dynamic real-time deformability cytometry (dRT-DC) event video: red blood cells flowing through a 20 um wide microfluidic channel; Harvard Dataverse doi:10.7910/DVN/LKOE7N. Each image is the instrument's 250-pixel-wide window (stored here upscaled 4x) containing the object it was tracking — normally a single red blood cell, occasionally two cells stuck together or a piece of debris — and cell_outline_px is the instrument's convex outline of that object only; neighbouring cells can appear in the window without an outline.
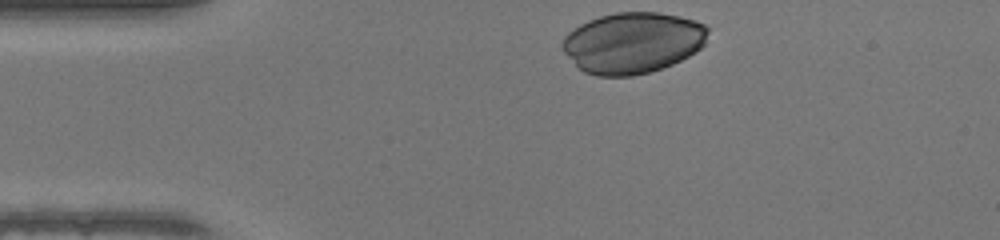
{"species": "human", "species_latin": "Homo sapiens", "temperature_condition": "warm", "stored_images_in_passage": 30, "camera_frame_rate_fps": 3000, "um_per_image_px": 0.085, "donor": {"sex": "female"}, "frame": {"image": 1, "passage_image": 1, "time_ms": 0.0, "image_size_px": [1000, 240], "cell_outline_px": [[708, 32], [704, 44], [696, 52], [672, 64], [648, 72], [632, 76], [596, 76], [584, 72], [564, 52], [560, 44], [564, 36], [572, 28], [588, 20], [600, 16], [616, 12], [660, 12], [680, 16], [696, 20], [704, 24], [708, 28]], "centroid_in_image_um": [53.77, 3.62], "position_along_channel_um": 31.2, "area_um2": 51.9}}
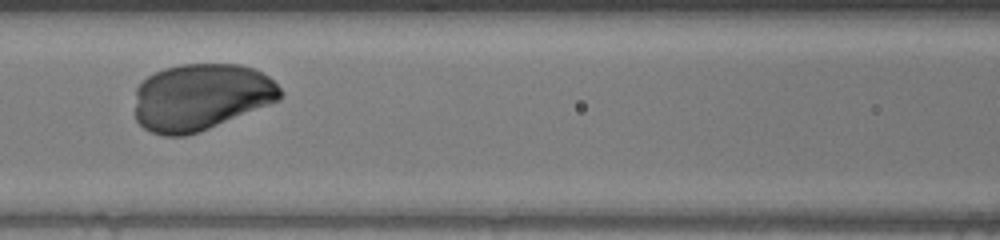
{"frame": {"image": 2, "passage_image": 13, "time_ms": 4.0, "image_size_px": [1000, 240], "cell_outline_px": [[284, 92], [280, 100], [200, 132], [184, 136], [164, 136], [152, 132], [144, 128], [136, 120], [136, 88], [148, 76], [164, 68], [184, 64], [240, 64], [256, 68], [268, 76]], "centroid_in_image_um": [17.1, 8.24], "position_along_channel_um": 149.5, "area_um2": 56.82}}
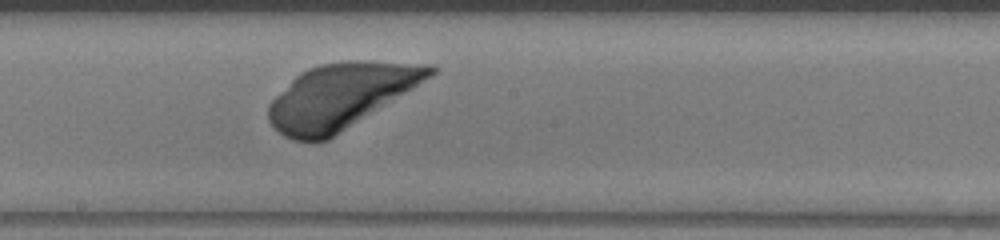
{"frame": {"image": 3, "passage_image": 18, "time_ms": 5.667, "image_size_px": [1000, 240], "cell_outline_px": [[440, 68], [432, 76], [328, 140], [292, 140], [284, 136], [272, 128], [268, 120], [268, 104], [300, 72], [308, 68], [320, 64], [348, 60], [360, 60], [428, 64]], "centroid_in_image_um": [28.94, 8.16], "position_along_channel_um": 219.3, "area_um2": 60.69}}